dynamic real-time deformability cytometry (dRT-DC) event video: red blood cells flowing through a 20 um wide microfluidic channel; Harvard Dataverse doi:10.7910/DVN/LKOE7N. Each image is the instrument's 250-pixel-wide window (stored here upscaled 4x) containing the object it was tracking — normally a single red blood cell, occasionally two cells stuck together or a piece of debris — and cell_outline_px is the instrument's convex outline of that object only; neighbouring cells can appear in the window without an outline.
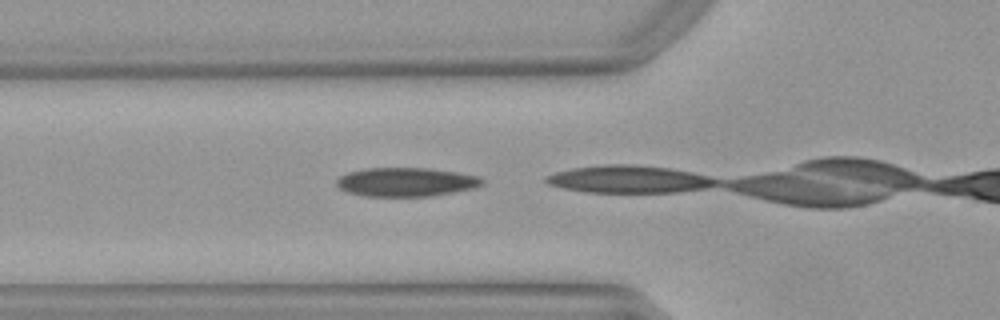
{"species": "Egyptian fruit bat (a non-hibernating species)", "species_latin": "Rousettus aegyptiacus", "temperature_condition": "warm", "stored_images_in_passage": 4, "camera_frame_rate_fps": 3000, "um_per_image_px": 0.085, "animal": {"sex": "female"}, "frame": {"image": 1, "passage_image": 2, "time_ms": 0.333, "image_size_px": [1000, 320], "cell_outline_px": [[484, 184], [472, 188], [432, 196], [364, 196], [348, 192], [340, 188], [336, 184], [336, 180], [340, 176], [348, 172], [364, 168], [428, 168], [456, 172], [480, 176], [484, 180]], "centroid_in_image_um": [34.51, 15.46], "position_along_channel_um": 91.3, "area_um2": 24.45}}